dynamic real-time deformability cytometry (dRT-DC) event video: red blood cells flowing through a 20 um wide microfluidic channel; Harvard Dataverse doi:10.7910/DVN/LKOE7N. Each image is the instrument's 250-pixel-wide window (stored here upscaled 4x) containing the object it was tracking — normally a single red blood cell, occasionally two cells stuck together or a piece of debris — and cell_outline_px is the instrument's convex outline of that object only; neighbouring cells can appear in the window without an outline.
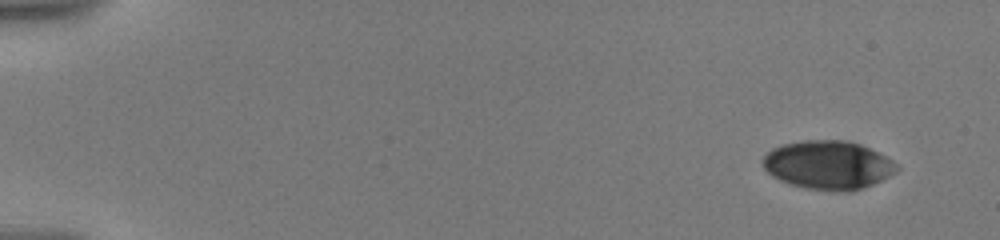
{"species": "human", "species_latin": "Homo sapiens", "temperature_condition": "warm", "stored_images_in_passage": 28, "camera_frame_rate_fps": 3000, "um_per_image_px": 0.085, "donor": {"sex": "male"}, "frame": {"image": 1, "passage_image": 1, "time_ms": 0.0, "image_size_px": [1000, 240], "cell_outline_px": [[900, 168], [896, 172], [864, 188], [852, 192], [832, 192], [804, 188], [788, 184], [772, 176], [764, 168], [760, 160], [772, 148], [784, 144], [804, 140], [848, 140], [860, 144], [892, 160]], "centroid_in_image_um": [70.36, 14.04], "position_along_channel_um": 14.6, "area_um2": 38.21}}
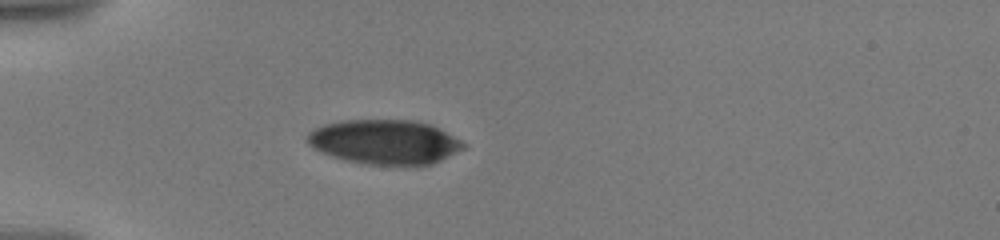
{"frame": {"image": 2, "passage_image": 21, "time_ms": 4.667, "image_size_px": [1000, 240], "cell_outline_px": [[468, 144], [464, 148], [432, 164], [416, 168], [368, 164], [344, 160], [332, 156], [308, 144], [308, 132], [324, 124], [340, 120], [412, 120], [428, 124]], "centroid_in_image_um": [32.72, 12.1], "position_along_channel_um": 52.3, "area_um2": 40.69}}